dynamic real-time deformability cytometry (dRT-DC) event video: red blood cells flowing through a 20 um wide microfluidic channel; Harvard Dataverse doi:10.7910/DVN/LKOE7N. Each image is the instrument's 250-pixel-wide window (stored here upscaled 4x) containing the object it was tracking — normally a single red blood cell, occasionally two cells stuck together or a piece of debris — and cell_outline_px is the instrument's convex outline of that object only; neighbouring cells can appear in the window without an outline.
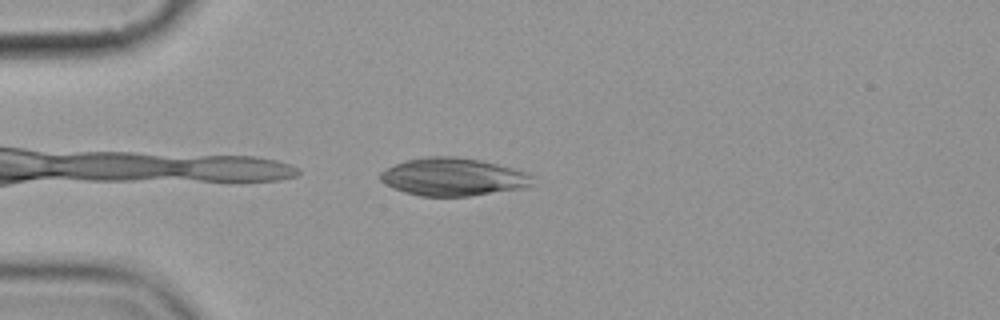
{"species": "common noctule bat (a hibernating species)", "species_latin": "Nyctalus noctula", "temperature_condition": "cold", "stored_images_in_passage": 4, "camera_frame_rate_fps": 3000, "um_per_image_px": 0.085, "animal": {"sex": "female", "body_mass_g": 19.9}, "frame": {"image": 1, "passage_image": 4, "time_ms": 3.333, "image_size_px": [1000, 320], "cell_outline_px": [[532, 184], [524, 188], [468, 196], [420, 196], [404, 192], [392, 188], [384, 184], [380, 180], [380, 172], [404, 160], [428, 156], [452, 156], [480, 160], [528, 172], [532, 176]], "centroid_in_image_um": [38.49, 15.04], "position_along_channel_um": 46.5, "area_um2": 33.52}}